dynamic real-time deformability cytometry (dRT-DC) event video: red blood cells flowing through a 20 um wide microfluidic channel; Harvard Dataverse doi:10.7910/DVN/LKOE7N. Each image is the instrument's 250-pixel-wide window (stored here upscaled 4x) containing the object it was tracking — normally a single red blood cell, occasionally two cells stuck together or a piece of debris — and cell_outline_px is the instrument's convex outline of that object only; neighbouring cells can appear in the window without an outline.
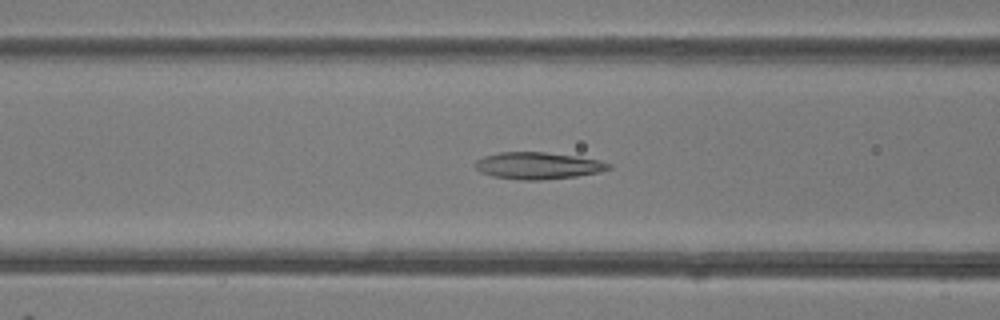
{"species": "common noctule bat (a hibernating species)", "species_latin": "Nyctalus noctula", "temperature_condition": "room temperature", "stored_images_in_passage": 46, "camera_frame_rate_fps": 3000, "um_per_image_px": 0.085, "animal": {"sex": "female"}, "frame": {"image": 1, "passage_image": 17, "time_ms": 5.333, "image_size_px": [1000, 320], "cell_outline_px": [[612, 168], [600, 172], [576, 176], [540, 180], [520, 180], [492, 176], [480, 172], [476, 168], [476, 160], [484, 156], [500, 152], [544, 152], [576, 156], [600, 160], [612, 164]], "centroid_in_image_um": [45.75, 14.08], "position_along_channel_um": 120.9, "area_um2": 20.92}}
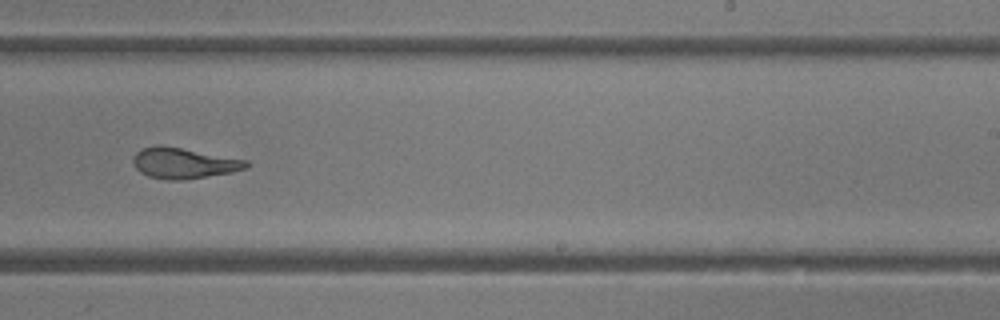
{"frame": {"image": 2, "passage_image": 28, "time_ms": 9.0, "image_size_px": [1000, 320], "cell_outline_px": [[248, 164], [244, 168], [232, 172], [184, 180], [168, 180], [148, 176], [140, 172], [132, 164], [132, 156], [140, 148], [156, 144], [160, 144], [248, 160]], "centroid_in_image_um": [15.54, 13.85], "position_along_channel_um": 273.5, "area_um2": 20.4}}
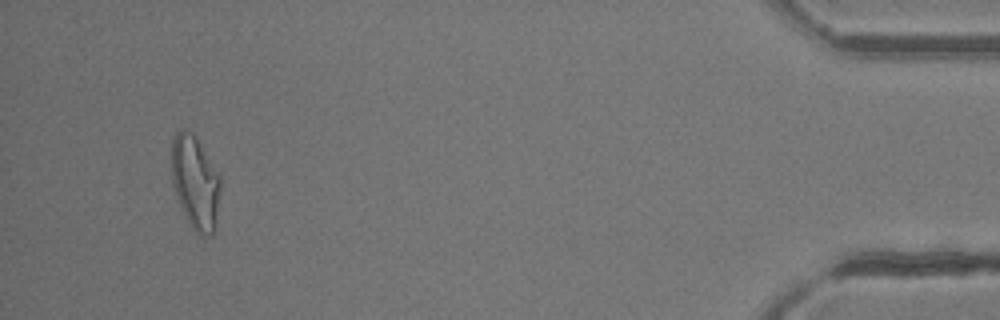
{"frame": {"image": 3, "passage_image": 44, "time_ms": 14.333, "image_size_px": [1000, 320], "cell_outline_px": [[220, 188], [216, 228], [212, 236], [200, 236], [192, 228], [176, 196], [172, 184], [172, 140], [176, 132], [184, 128], [192, 132], [196, 136], [220, 176]], "centroid_in_image_um": [16.61, 15.52], "position_along_channel_um": 418.6, "area_um2": 26.7}, "authors_computed_cell_mechanics": {"area_um2": 21.8773, "velocity_mm_per_s": 4.1698, "shape_relaxation_time_tau1_ms": null, "shape_relaxation_time_tau2_ms": 2.192, "deformation_change_tau1": null, "deformation_change_tau2": 0.1015}}